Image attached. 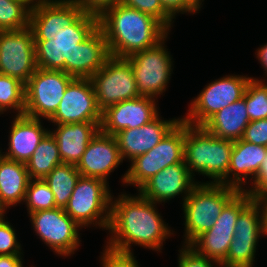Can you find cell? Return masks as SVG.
<instances>
[{"label":"cell","mask_w":267,"mask_h":267,"mask_svg":"<svg viewBox=\"0 0 267 267\" xmlns=\"http://www.w3.org/2000/svg\"><path fill=\"white\" fill-rule=\"evenodd\" d=\"M137 193L122 192L116 198L112 195L107 229L109 238L105 244L127 253H134L131 249L133 244L161 252L163 243L174 236V231L157 211V203Z\"/></svg>","instance_id":"1"},{"label":"cell","mask_w":267,"mask_h":267,"mask_svg":"<svg viewBox=\"0 0 267 267\" xmlns=\"http://www.w3.org/2000/svg\"><path fill=\"white\" fill-rule=\"evenodd\" d=\"M99 27L105 34L109 55L116 58L154 47L171 32L155 17L121 3L99 16Z\"/></svg>","instance_id":"2"},{"label":"cell","mask_w":267,"mask_h":267,"mask_svg":"<svg viewBox=\"0 0 267 267\" xmlns=\"http://www.w3.org/2000/svg\"><path fill=\"white\" fill-rule=\"evenodd\" d=\"M233 145L234 141L215 137L203 126L185 123L184 162L193 177L210 178L198 184L226 185Z\"/></svg>","instance_id":"3"},{"label":"cell","mask_w":267,"mask_h":267,"mask_svg":"<svg viewBox=\"0 0 267 267\" xmlns=\"http://www.w3.org/2000/svg\"><path fill=\"white\" fill-rule=\"evenodd\" d=\"M240 190L222 184H197L182 203L184 214L183 245H191L210 230L224 206Z\"/></svg>","instance_id":"4"},{"label":"cell","mask_w":267,"mask_h":267,"mask_svg":"<svg viewBox=\"0 0 267 267\" xmlns=\"http://www.w3.org/2000/svg\"><path fill=\"white\" fill-rule=\"evenodd\" d=\"M99 27V16L84 12L51 40H34L37 68L61 70L71 75L72 52Z\"/></svg>","instance_id":"5"},{"label":"cell","mask_w":267,"mask_h":267,"mask_svg":"<svg viewBox=\"0 0 267 267\" xmlns=\"http://www.w3.org/2000/svg\"><path fill=\"white\" fill-rule=\"evenodd\" d=\"M109 189L102 179L80 176L64 210L84 229L98 226L107 230L112 198Z\"/></svg>","instance_id":"6"},{"label":"cell","mask_w":267,"mask_h":267,"mask_svg":"<svg viewBox=\"0 0 267 267\" xmlns=\"http://www.w3.org/2000/svg\"><path fill=\"white\" fill-rule=\"evenodd\" d=\"M185 122L181 119L150 151L137 156L122 176V185L139 190L162 169L184 162Z\"/></svg>","instance_id":"7"},{"label":"cell","mask_w":267,"mask_h":267,"mask_svg":"<svg viewBox=\"0 0 267 267\" xmlns=\"http://www.w3.org/2000/svg\"><path fill=\"white\" fill-rule=\"evenodd\" d=\"M169 35L154 47L132 54L126 59L134 72L139 96L156 100L170 83L173 74V57L165 45Z\"/></svg>","instance_id":"8"},{"label":"cell","mask_w":267,"mask_h":267,"mask_svg":"<svg viewBox=\"0 0 267 267\" xmlns=\"http://www.w3.org/2000/svg\"><path fill=\"white\" fill-rule=\"evenodd\" d=\"M250 79L248 75L235 74L215 79L193 97L186 116L181 119L190 125L203 126L219 110L241 99Z\"/></svg>","instance_id":"9"},{"label":"cell","mask_w":267,"mask_h":267,"mask_svg":"<svg viewBox=\"0 0 267 267\" xmlns=\"http://www.w3.org/2000/svg\"><path fill=\"white\" fill-rule=\"evenodd\" d=\"M75 79L61 70L37 68L25 84V115L49 120L57 111L68 85Z\"/></svg>","instance_id":"10"},{"label":"cell","mask_w":267,"mask_h":267,"mask_svg":"<svg viewBox=\"0 0 267 267\" xmlns=\"http://www.w3.org/2000/svg\"><path fill=\"white\" fill-rule=\"evenodd\" d=\"M90 80L101 112L119 102L139 97L134 72L126 58L110 56Z\"/></svg>","instance_id":"11"},{"label":"cell","mask_w":267,"mask_h":267,"mask_svg":"<svg viewBox=\"0 0 267 267\" xmlns=\"http://www.w3.org/2000/svg\"><path fill=\"white\" fill-rule=\"evenodd\" d=\"M28 216L38 238L56 255L66 258L77 251L81 244L79 232L82 227L64 209L56 207L33 212Z\"/></svg>","instance_id":"12"},{"label":"cell","mask_w":267,"mask_h":267,"mask_svg":"<svg viewBox=\"0 0 267 267\" xmlns=\"http://www.w3.org/2000/svg\"><path fill=\"white\" fill-rule=\"evenodd\" d=\"M252 200L246 191H239L224 206L212 228L201 234L190 246L199 254L221 263L233 240L237 217Z\"/></svg>","instance_id":"13"},{"label":"cell","mask_w":267,"mask_h":267,"mask_svg":"<svg viewBox=\"0 0 267 267\" xmlns=\"http://www.w3.org/2000/svg\"><path fill=\"white\" fill-rule=\"evenodd\" d=\"M233 240L221 267H253L263 237L261 202L252 200L238 215Z\"/></svg>","instance_id":"14"},{"label":"cell","mask_w":267,"mask_h":267,"mask_svg":"<svg viewBox=\"0 0 267 267\" xmlns=\"http://www.w3.org/2000/svg\"><path fill=\"white\" fill-rule=\"evenodd\" d=\"M0 69L26 84L37 69L34 34L30 27L0 31Z\"/></svg>","instance_id":"15"},{"label":"cell","mask_w":267,"mask_h":267,"mask_svg":"<svg viewBox=\"0 0 267 267\" xmlns=\"http://www.w3.org/2000/svg\"><path fill=\"white\" fill-rule=\"evenodd\" d=\"M48 121L54 125L102 121L90 78H75L68 85L57 111Z\"/></svg>","instance_id":"16"},{"label":"cell","mask_w":267,"mask_h":267,"mask_svg":"<svg viewBox=\"0 0 267 267\" xmlns=\"http://www.w3.org/2000/svg\"><path fill=\"white\" fill-rule=\"evenodd\" d=\"M83 13L76 0H38L30 11L34 40L54 39L60 29L73 24Z\"/></svg>","instance_id":"17"},{"label":"cell","mask_w":267,"mask_h":267,"mask_svg":"<svg viewBox=\"0 0 267 267\" xmlns=\"http://www.w3.org/2000/svg\"><path fill=\"white\" fill-rule=\"evenodd\" d=\"M156 102V99L139 96L110 106L102 112L100 130L114 135L123 129L142 127L160 114Z\"/></svg>","instance_id":"18"},{"label":"cell","mask_w":267,"mask_h":267,"mask_svg":"<svg viewBox=\"0 0 267 267\" xmlns=\"http://www.w3.org/2000/svg\"><path fill=\"white\" fill-rule=\"evenodd\" d=\"M123 163L114 135L101 130L91 139L76 165L83 177L99 178L107 184L110 173Z\"/></svg>","instance_id":"19"},{"label":"cell","mask_w":267,"mask_h":267,"mask_svg":"<svg viewBox=\"0 0 267 267\" xmlns=\"http://www.w3.org/2000/svg\"><path fill=\"white\" fill-rule=\"evenodd\" d=\"M185 162L170 165L152 176L138 192L155 203H165L182 195V203L198 184Z\"/></svg>","instance_id":"20"},{"label":"cell","mask_w":267,"mask_h":267,"mask_svg":"<svg viewBox=\"0 0 267 267\" xmlns=\"http://www.w3.org/2000/svg\"><path fill=\"white\" fill-rule=\"evenodd\" d=\"M158 115L150 123L135 129H123L114 137L120 151L122 160L133 161L137 156L143 155L154 148L168 132L181 120L173 118L163 120Z\"/></svg>","instance_id":"21"},{"label":"cell","mask_w":267,"mask_h":267,"mask_svg":"<svg viewBox=\"0 0 267 267\" xmlns=\"http://www.w3.org/2000/svg\"><path fill=\"white\" fill-rule=\"evenodd\" d=\"M12 121L8 135V149L2 152V156L26 164L50 129L43 126L42 119L25 114L15 115Z\"/></svg>","instance_id":"22"},{"label":"cell","mask_w":267,"mask_h":267,"mask_svg":"<svg viewBox=\"0 0 267 267\" xmlns=\"http://www.w3.org/2000/svg\"><path fill=\"white\" fill-rule=\"evenodd\" d=\"M266 155V146L255 145L242 139L234 141L226 185L245 191L246 184H249V181L252 184L256 178Z\"/></svg>","instance_id":"23"},{"label":"cell","mask_w":267,"mask_h":267,"mask_svg":"<svg viewBox=\"0 0 267 267\" xmlns=\"http://www.w3.org/2000/svg\"><path fill=\"white\" fill-rule=\"evenodd\" d=\"M101 122L60 124L50 130L57 141L63 163L77 165L91 139L100 130Z\"/></svg>","instance_id":"24"},{"label":"cell","mask_w":267,"mask_h":267,"mask_svg":"<svg viewBox=\"0 0 267 267\" xmlns=\"http://www.w3.org/2000/svg\"><path fill=\"white\" fill-rule=\"evenodd\" d=\"M110 57L105 34L98 27L82 43H77L72 52L71 75L75 78H90Z\"/></svg>","instance_id":"25"},{"label":"cell","mask_w":267,"mask_h":267,"mask_svg":"<svg viewBox=\"0 0 267 267\" xmlns=\"http://www.w3.org/2000/svg\"><path fill=\"white\" fill-rule=\"evenodd\" d=\"M250 118L247 113L245 99L231 103L213 115L203 127L215 137L237 141L242 138Z\"/></svg>","instance_id":"26"},{"label":"cell","mask_w":267,"mask_h":267,"mask_svg":"<svg viewBox=\"0 0 267 267\" xmlns=\"http://www.w3.org/2000/svg\"><path fill=\"white\" fill-rule=\"evenodd\" d=\"M30 180L24 163L0 157V198L8 209L24 203Z\"/></svg>","instance_id":"27"},{"label":"cell","mask_w":267,"mask_h":267,"mask_svg":"<svg viewBox=\"0 0 267 267\" xmlns=\"http://www.w3.org/2000/svg\"><path fill=\"white\" fill-rule=\"evenodd\" d=\"M62 163L57 141L49 131L25 165L30 179H44L57 165Z\"/></svg>","instance_id":"28"},{"label":"cell","mask_w":267,"mask_h":267,"mask_svg":"<svg viewBox=\"0 0 267 267\" xmlns=\"http://www.w3.org/2000/svg\"><path fill=\"white\" fill-rule=\"evenodd\" d=\"M81 174L76 165L62 163L57 165L45 178L55 197L57 208L64 209Z\"/></svg>","instance_id":"29"},{"label":"cell","mask_w":267,"mask_h":267,"mask_svg":"<svg viewBox=\"0 0 267 267\" xmlns=\"http://www.w3.org/2000/svg\"><path fill=\"white\" fill-rule=\"evenodd\" d=\"M7 110L16 112L15 115L24 113L25 84L17 78L0 74V115Z\"/></svg>","instance_id":"30"},{"label":"cell","mask_w":267,"mask_h":267,"mask_svg":"<svg viewBox=\"0 0 267 267\" xmlns=\"http://www.w3.org/2000/svg\"><path fill=\"white\" fill-rule=\"evenodd\" d=\"M31 7L25 1L0 0V31L29 27Z\"/></svg>","instance_id":"31"},{"label":"cell","mask_w":267,"mask_h":267,"mask_svg":"<svg viewBox=\"0 0 267 267\" xmlns=\"http://www.w3.org/2000/svg\"><path fill=\"white\" fill-rule=\"evenodd\" d=\"M250 121L267 119V82L251 77L243 95Z\"/></svg>","instance_id":"32"},{"label":"cell","mask_w":267,"mask_h":267,"mask_svg":"<svg viewBox=\"0 0 267 267\" xmlns=\"http://www.w3.org/2000/svg\"><path fill=\"white\" fill-rule=\"evenodd\" d=\"M25 205L28 215L56 208L55 197L44 179H31L26 190Z\"/></svg>","instance_id":"33"},{"label":"cell","mask_w":267,"mask_h":267,"mask_svg":"<svg viewBox=\"0 0 267 267\" xmlns=\"http://www.w3.org/2000/svg\"><path fill=\"white\" fill-rule=\"evenodd\" d=\"M121 4L149 14L158 19L169 31L172 29L174 20L163 9L160 0H121Z\"/></svg>","instance_id":"34"},{"label":"cell","mask_w":267,"mask_h":267,"mask_svg":"<svg viewBox=\"0 0 267 267\" xmlns=\"http://www.w3.org/2000/svg\"><path fill=\"white\" fill-rule=\"evenodd\" d=\"M0 255H23L15 228L5 217L0 218Z\"/></svg>","instance_id":"35"},{"label":"cell","mask_w":267,"mask_h":267,"mask_svg":"<svg viewBox=\"0 0 267 267\" xmlns=\"http://www.w3.org/2000/svg\"><path fill=\"white\" fill-rule=\"evenodd\" d=\"M99 256L102 267H140L133 253L121 252L106 245Z\"/></svg>","instance_id":"36"},{"label":"cell","mask_w":267,"mask_h":267,"mask_svg":"<svg viewBox=\"0 0 267 267\" xmlns=\"http://www.w3.org/2000/svg\"><path fill=\"white\" fill-rule=\"evenodd\" d=\"M178 251V267H221L220 263L199 254L190 245H182Z\"/></svg>","instance_id":"37"},{"label":"cell","mask_w":267,"mask_h":267,"mask_svg":"<svg viewBox=\"0 0 267 267\" xmlns=\"http://www.w3.org/2000/svg\"><path fill=\"white\" fill-rule=\"evenodd\" d=\"M241 139L255 145L267 147V119L250 121Z\"/></svg>","instance_id":"38"},{"label":"cell","mask_w":267,"mask_h":267,"mask_svg":"<svg viewBox=\"0 0 267 267\" xmlns=\"http://www.w3.org/2000/svg\"><path fill=\"white\" fill-rule=\"evenodd\" d=\"M251 187L245 189V191L251 196L254 201L263 202L267 201V155L263 160V164L250 185Z\"/></svg>","instance_id":"39"},{"label":"cell","mask_w":267,"mask_h":267,"mask_svg":"<svg viewBox=\"0 0 267 267\" xmlns=\"http://www.w3.org/2000/svg\"><path fill=\"white\" fill-rule=\"evenodd\" d=\"M163 9L175 20L177 14H195L198 11L187 0H160Z\"/></svg>","instance_id":"40"},{"label":"cell","mask_w":267,"mask_h":267,"mask_svg":"<svg viewBox=\"0 0 267 267\" xmlns=\"http://www.w3.org/2000/svg\"><path fill=\"white\" fill-rule=\"evenodd\" d=\"M84 12L100 16L107 8L119 4L121 0H76Z\"/></svg>","instance_id":"41"},{"label":"cell","mask_w":267,"mask_h":267,"mask_svg":"<svg viewBox=\"0 0 267 267\" xmlns=\"http://www.w3.org/2000/svg\"><path fill=\"white\" fill-rule=\"evenodd\" d=\"M23 255H0V267H24Z\"/></svg>","instance_id":"42"},{"label":"cell","mask_w":267,"mask_h":267,"mask_svg":"<svg viewBox=\"0 0 267 267\" xmlns=\"http://www.w3.org/2000/svg\"><path fill=\"white\" fill-rule=\"evenodd\" d=\"M255 55L267 75V43L261 45L260 48L256 50Z\"/></svg>","instance_id":"43"},{"label":"cell","mask_w":267,"mask_h":267,"mask_svg":"<svg viewBox=\"0 0 267 267\" xmlns=\"http://www.w3.org/2000/svg\"><path fill=\"white\" fill-rule=\"evenodd\" d=\"M263 237L267 236V201L261 202Z\"/></svg>","instance_id":"44"},{"label":"cell","mask_w":267,"mask_h":267,"mask_svg":"<svg viewBox=\"0 0 267 267\" xmlns=\"http://www.w3.org/2000/svg\"><path fill=\"white\" fill-rule=\"evenodd\" d=\"M197 11L201 10V7L203 6L202 2L204 0H187Z\"/></svg>","instance_id":"45"},{"label":"cell","mask_w":267,"mask_h":267,"mask_svg":"<svg viewBox=\"0 0 267 267\" xmlns=\"http://www.w3.org/2000/svg\"><path fill=\"white\" fill-rule=\"evenodd\" d=\"M7 211V207L4 205V203L1 201L0 198V218H3L5 216V213Z\"/></svg>","instance_id":"46"},{"label":"cell","mask_w":267,"mask_h":267,"mask_svg":"<svg viewBox=\"0 0 267 267\" xmlns=\"http://www.w3.org/2000/svg\"><path fill=\"white\" fill-rule=\"evenodd\" d=\"M25 1L30 7H32L38 0H18Z\"/></svg>","instance_id":"47"}]
</instances>
